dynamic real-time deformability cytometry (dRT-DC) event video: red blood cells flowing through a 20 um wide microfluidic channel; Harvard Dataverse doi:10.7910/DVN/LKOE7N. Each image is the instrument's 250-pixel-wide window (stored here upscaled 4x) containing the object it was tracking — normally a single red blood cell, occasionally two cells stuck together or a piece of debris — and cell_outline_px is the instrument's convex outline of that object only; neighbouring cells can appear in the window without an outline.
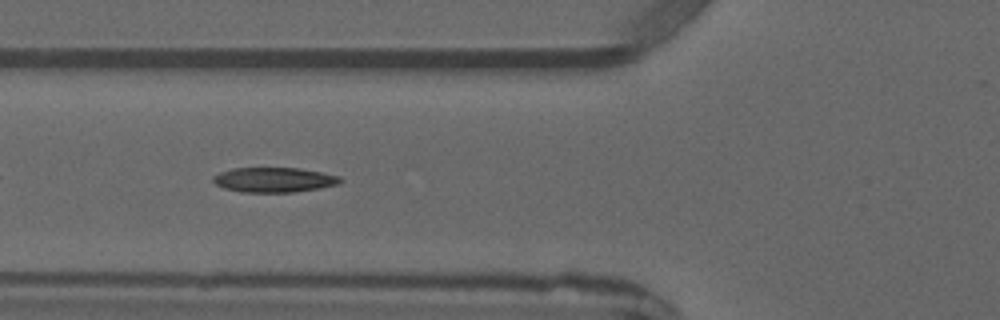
{"species": "common noctule bat (a hibernating species)", "species_latin": "Nyctalus noctula", "temperature_condition": "warm", "stored_images_in_passage": 5, "camera_frame_rate_fps": 3000, "um_per_image_px": 0.085, "animal": {"sex": "male", "forearm_length_mm": 52.5}, "frame": {"image": 1, "passage_image": 5, "time_ms": 4.667, "image_size_px": [1000, 320], "cell_outline_px": [[344, 180], [340, 184], [320, 188], [292, 192], [240, 192], [224, 188], [216, 184], [212, 180], [212, 176], [220, 172], [232, 168], [300, 168], [340, 176]], "centroid_in_image_um": [23.3, 15.28], "position_along_channel_um": 102.5, "area_um2": 18.5}}